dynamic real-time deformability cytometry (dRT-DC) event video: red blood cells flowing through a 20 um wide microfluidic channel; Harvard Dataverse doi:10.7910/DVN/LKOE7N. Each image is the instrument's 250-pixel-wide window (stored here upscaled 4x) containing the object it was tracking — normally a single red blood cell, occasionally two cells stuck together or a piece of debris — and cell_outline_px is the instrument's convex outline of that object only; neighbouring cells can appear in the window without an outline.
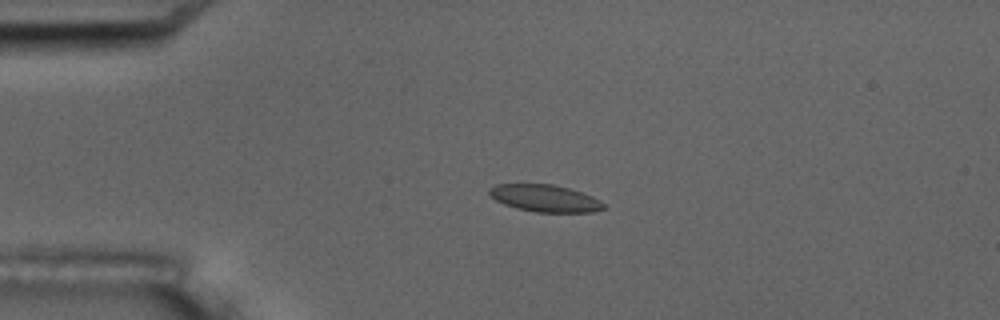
{"species": "common noctule bat (a hibernating species)", "species_latin": "Nyctalus noctula", "temperature_condition": "room temperature", "stored_images_in_passage": 6, "camera_frame_rate_fps": 3000, "um_per_image_px": 0.085, "animal": {"sex": "male", "body_mass_g": 17.5, "forearm_length_mm": 52.3}, "frame": {"image": 1, "passage_image": 4, "time_ms": 4.333, "image_size_px": [1000, 320], "cell_outline_px": [[604, 208], [592, 212], [536, 212], [516, 208], [504, 204], [496, 200], [488, 192], [488, 188], [496, 184], [552, 184], [568, 188], [592, 196], [600, 200], [604, 204]], "centroid_in_image_um": [46.3, 16.85], "position_along_channel_um": 38.7, "area_um2": 17.92}}